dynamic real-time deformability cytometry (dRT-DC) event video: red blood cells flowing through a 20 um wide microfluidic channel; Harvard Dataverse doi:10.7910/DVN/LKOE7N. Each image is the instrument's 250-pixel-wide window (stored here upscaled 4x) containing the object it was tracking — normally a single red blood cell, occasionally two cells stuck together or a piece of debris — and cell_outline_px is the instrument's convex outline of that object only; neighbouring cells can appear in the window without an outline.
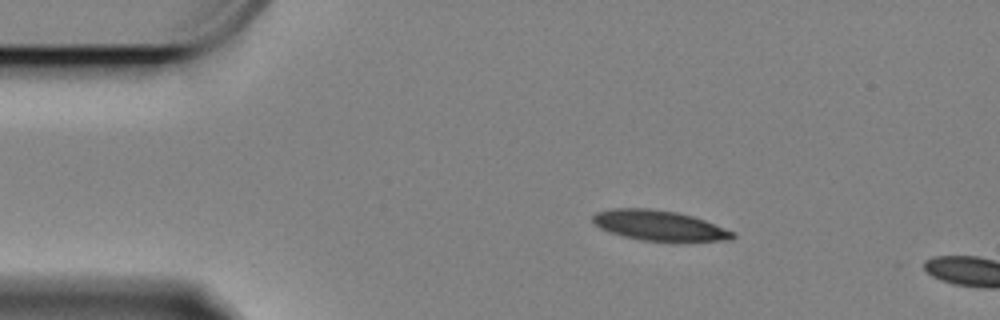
{"species": "Egyptian fruit bat (a non-hibernating species)", "species_latin": "Rousettus aegyptiacus", "temperature_condition": "cold", "stored_images_in_passage": 8, "camera_frame_rate_fps": 3000, "um_per_image_px": 0.085, "animal": {"sex": "female"}, "frame": {"image": 1, "passage_image": 1, "time_ms": 0.0, "image_size_px": [1000, 320], "cell_outline_px": [[736, 236], [732, 240], [676, 244], [640, 240], [608, 232], [600, 228], [592, 220], [592, 216], [596, 212], [612, 208], [644, 208], [676, 212], [692, 216], [704, 220], [736, 232]], "centroid_in_image_um": [56.11, 19.22], "position_along_channel_um": 28.9, "area_um2": 25.55}}